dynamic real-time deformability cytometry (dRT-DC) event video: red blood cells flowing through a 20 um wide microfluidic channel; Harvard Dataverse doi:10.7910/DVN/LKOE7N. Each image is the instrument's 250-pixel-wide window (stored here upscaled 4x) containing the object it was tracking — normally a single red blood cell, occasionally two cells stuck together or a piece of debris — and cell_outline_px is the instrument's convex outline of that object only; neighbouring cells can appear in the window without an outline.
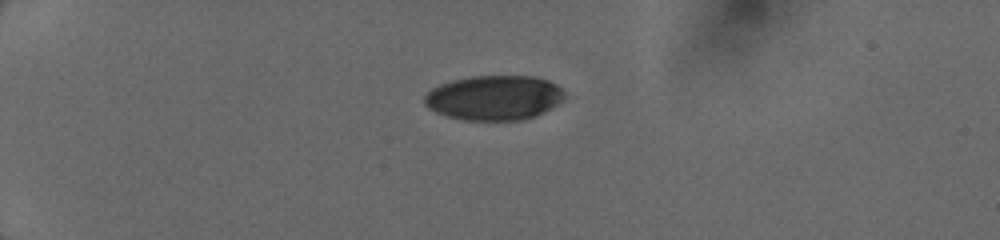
{"species": "human", "species_latin": "Homo sapiens", "temperature_condition": "cold", "stored_images_in_passage": 4, "camera_frame_rate_fps": 3000, "um_per_image_px": 0.085, "donor": {"sex": "female"}, "frame": {"image": 1, "passage_image": 1, "time_ms": 0.0, "image_size_px": [1000, 240], "cell_outline_px": [[564, 96], [556, 104], [536, 116], [520, 120], [464, 120], [448, 116], [436, 112], [428, 108], [424, 104], [424, 96], [432, 88], [440, 84], [452, 80], [472, 76], [532, 76], [548, 80], [556, 84], [564, 92]], "centroid_in_image_um": [41.97, 8.3], "position_along_channel_um": 43.0, "area_um2": 36.36}}
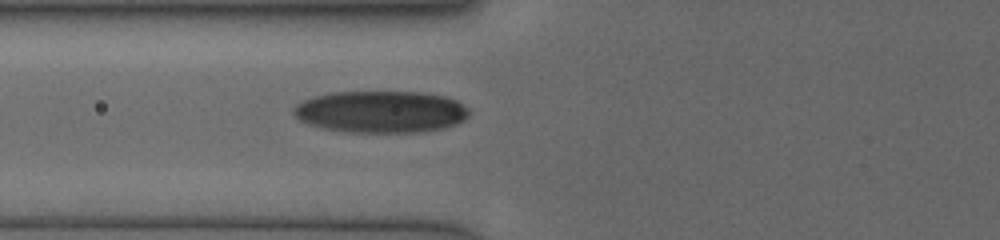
{"frame": {"image": 2, "passage_image": 4, "time_ms": 2.667, "image_size_px": [1000, 240], "cell_outline_px": [[468, 116], [464, 120], [456, 124], [444, 128], [416, 132], [352, 132], [324, 128], [300, 120], [292, 112], [296, 104], [304, 100], [316, 96], [332, 92], [416, 92], [444, 96], [456, 100], [468, 108]], "centroid_in_image_um": [32.39, 9.49], "position_along_channel_um": 93.4, "area_um2": 42.48}}